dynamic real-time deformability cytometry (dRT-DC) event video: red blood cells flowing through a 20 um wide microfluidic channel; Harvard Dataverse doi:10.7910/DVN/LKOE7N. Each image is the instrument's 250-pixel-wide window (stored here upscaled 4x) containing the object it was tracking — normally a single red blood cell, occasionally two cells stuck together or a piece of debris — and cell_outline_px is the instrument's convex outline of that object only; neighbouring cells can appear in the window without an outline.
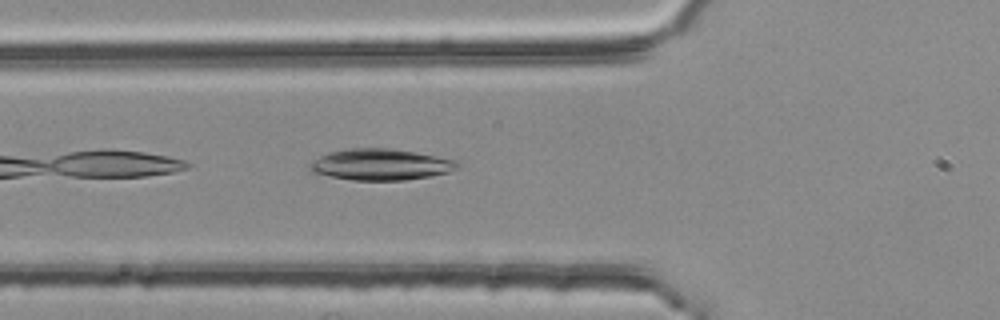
{"species": "common noctule bat (a hibernating species)", "species_latin": "Nyctalus noctula", "temperature_condition": "room temperature", "stored_images_in_passage": 23, "camera_frame_rate_fps": 3000, "um_per_image_px": 0.085, "animal": {"sex": "female", "body_mass_g": 25.1}, "frame": {"image": 1, "passage_image": 4, "time_ms": 1.0, "image_size_px": [1000, 320], "cell_outline_px": [[460, 164], [456, 168], [448, 172], [432, 176], [404, 180], [352, 180], [312, 172], [308, 168], [312, 160], [328, 152], [348, 148], [388, 148], [416, 152], [456, 160]], "centroid_in_image_um": [32.34, 13.98], "position_along_channel_um": 93.5, "area_um2": 26.82}}
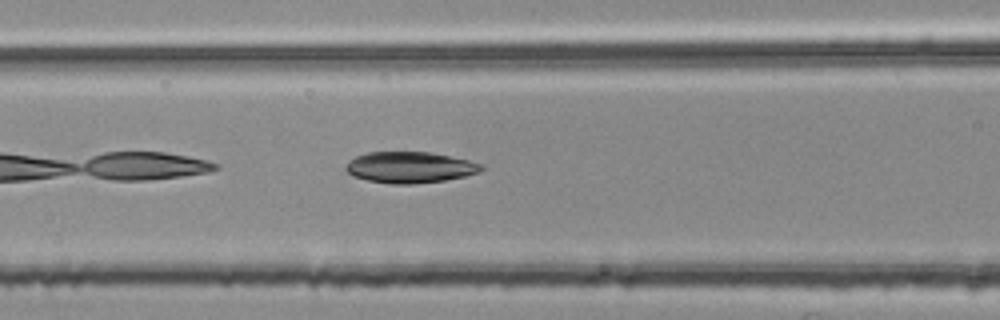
{"frame": {"image": 2, "passage_image": 7, "time_ms": 2.0, "image_size_px": [1000, 320], "cell_outline_px": [[488, 168], [480, 172], [464, 176], [444, 180], [412, 184], [392, 184], [368, 180], [352, 176], [344, 168], [356, 156], [368, 152], [428, 152], [468, 160], [484, 164]], "centroid_in_image_um": [34.89, 14.23], "position_along_channel_um": 131.7, "area_um2": 24.51}}